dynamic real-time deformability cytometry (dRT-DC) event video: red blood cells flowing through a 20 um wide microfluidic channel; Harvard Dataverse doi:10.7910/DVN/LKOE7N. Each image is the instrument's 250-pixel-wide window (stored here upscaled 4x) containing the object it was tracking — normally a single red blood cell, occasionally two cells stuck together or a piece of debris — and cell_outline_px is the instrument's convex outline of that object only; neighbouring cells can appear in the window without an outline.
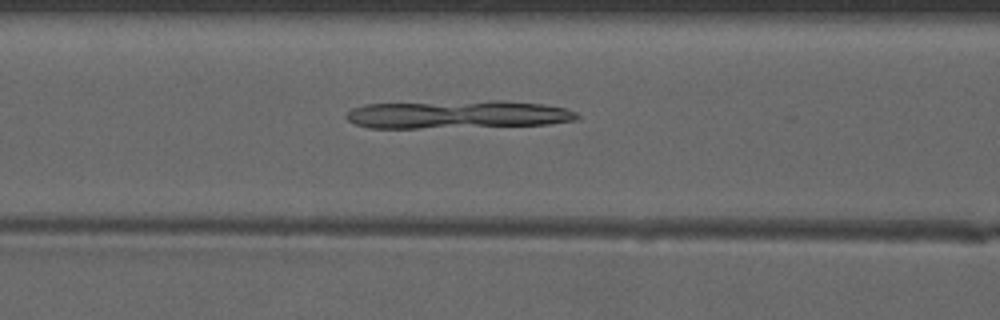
{"species": "common noctule bat (a hibernating species)", "species_latin": "Nyctalus noctula", "temperature_condition": "warm", "stored_images_in_passage": 28, "camera_frame_rate_fps": 3000, "um_per_image_px": 0.085, "animal": {"sex": "male", "forearm_length_mm": 52.5}, "frame": {"image": 1, "passage_image": 6, "time_ms": 1.667, "image_size_px": [1000, 320], "cell_outline_px": [[580, 116], [576, 120], [548, 124], [416, 128], [368, 128], [356, 124], [348, 120], [344, 116], [352, 108], [364, 104], [488, 100], [500, 100], [544, 104], [564, 108], [576, 112]], "centroid_in_image_um": [38.87, 9.72], "position_along_channel_um": 127.7, "area_um2": 37.74}}
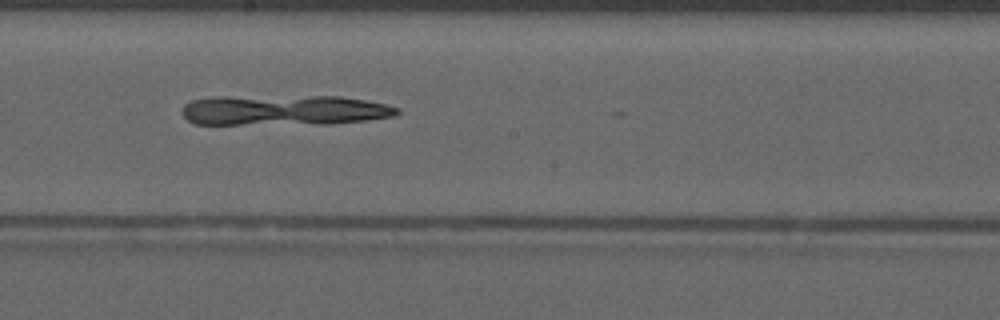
{"frame": {"image": 2, "passage_image": 13, "time_ms": 4.0, "image_size_px": [1000, 320], "cell_outline_px": [[400, 112], [396, 116], [368, 120], [328, 124], [196, 124], [188, 120], [184, 116], [184, 104], [192, 100], [212, 96], [340, 96], [364, 100], [384, 104], [400, 108]], "centroid_in_image_um": [24.17, 9.36], "position_along_channel_um": 224.0, "area_um2": 38.32}}
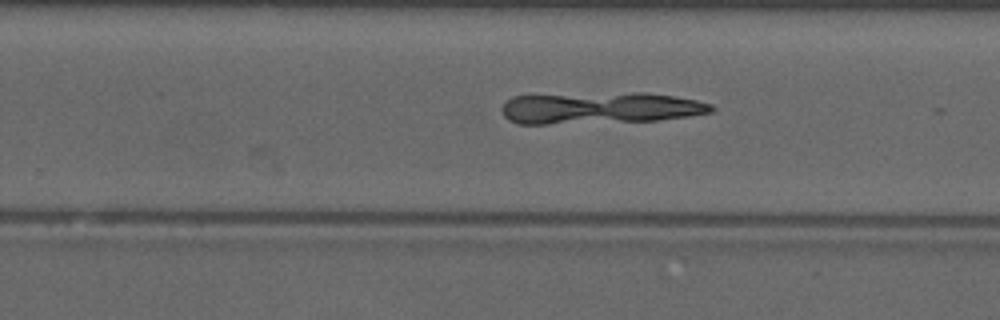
{"frame": {"image": 3, "passage_image": 17, "time_ms": 5.333, "image_size_px": [1000, 320], "cell_outline_px": [[716, 108], [712, 112], [688, 116], [656, 120], [548, 124], [516, 124], [508, 120], [504, 116], [500, 108], [504, 100], [512, 96], [632, 92], [648, 92], [696, 100], [712, 104]], "centroid_in_image_um": [50.95, 9.17], "position_along_channel_um": 278.9, "area_um2": 38.84}}